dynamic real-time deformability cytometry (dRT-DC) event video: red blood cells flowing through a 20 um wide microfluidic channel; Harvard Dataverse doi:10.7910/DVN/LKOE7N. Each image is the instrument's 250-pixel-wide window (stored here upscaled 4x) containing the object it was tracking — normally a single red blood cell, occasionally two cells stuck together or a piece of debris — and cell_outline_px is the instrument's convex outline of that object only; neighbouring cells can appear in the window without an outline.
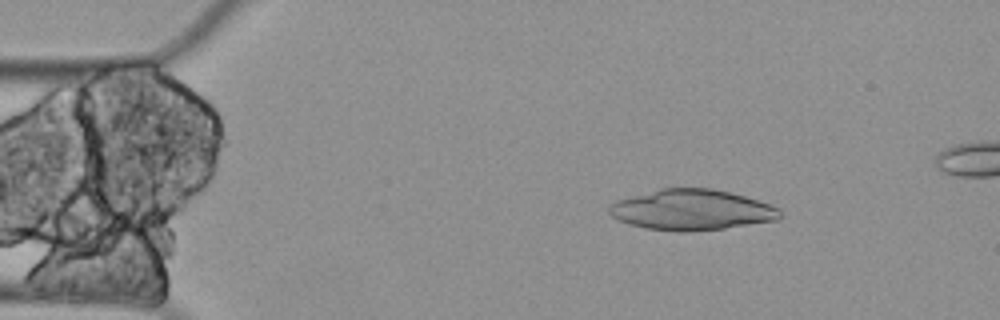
{"species": "Egyptian fruit bat (a non-hibernating species)", "species_latin": "Rousettus aegyptiacus", "temperature_condition": "cold", "stored_images_in_passage": 5, "camera_frame_rate_fps": 3000, "um_per_image_px": 0.085, "animal": {"sex": "female"}, "frame": {"image": 1, "passage_image": 2, "time_ms": 0.333, "image_size_px": [1000, 320], "cell_outline_px": [[780, 220], [724, 228], [684, 232], [680, 232], [644, 228], [628, 224], [612, 216], [608, 212], [608, 204], [620, 200], [660, 188], [712, 188], [744, 196], [780, 208]], "centroid_in_image_um": [58.79, 17.85], "position_along_channel_um": 26.2, "area_um2": 40.23}}